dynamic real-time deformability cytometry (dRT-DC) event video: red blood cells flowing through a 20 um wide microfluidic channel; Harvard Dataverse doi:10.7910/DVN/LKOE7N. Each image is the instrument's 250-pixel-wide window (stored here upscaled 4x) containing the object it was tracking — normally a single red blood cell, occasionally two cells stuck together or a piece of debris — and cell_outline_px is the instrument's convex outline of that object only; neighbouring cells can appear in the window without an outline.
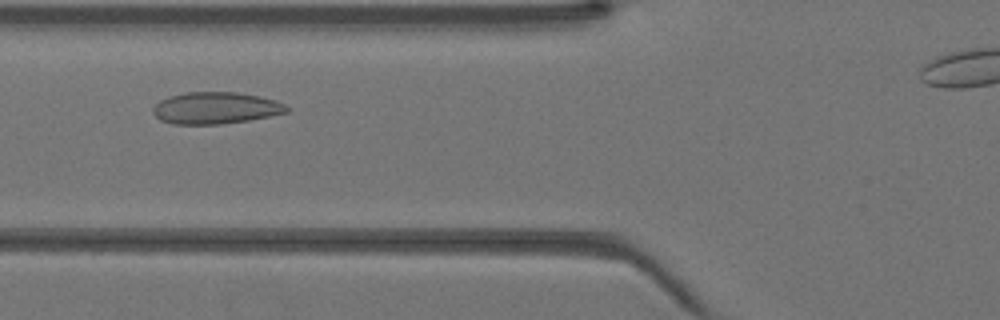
{"species": "Egyptian fruit bat (a non-hibernating species)", "species_latin": "Rousettus aegyptiacus", "temperature_condition": "warm", "stored_images_in_passage": 31, "camera_frame_rate_fps": 3000, "um_per_image_px": 0.085, "animal": {"sex": "female"}, "frame": {"image": 1, "passage_image": 9, "time_ms": 2.667, "image_size_px": [1000, 320], "cell_outline_px": [[288, 112], [248, 120], [220, 124], [172, 124], [160, 120], [152, 112], [152, 108], [160, 100], [168, 96], [188, 92], [236, 92], [260, 96], [276, 100], [284, 104], [288, 108]], "centroid_in_image_um": [18.3, 9.18], "position_along_channel_um": 107.5, "area_um2": 24.74}}
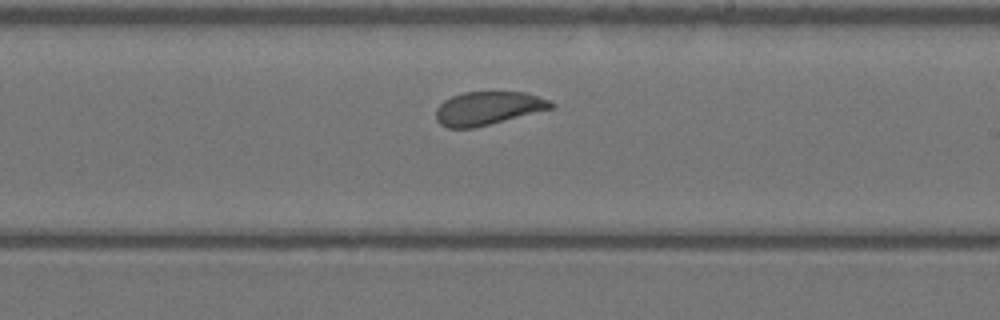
{"frame": {"image": 2, "passage_image": 18, "time_ms": 5.667, "image_size_px": [1000, 320], "cell_outline_px": [[556, 108], [472, 128], [448, 128], [440, 124], [436, 120], [436, 108], [444, 100], [452, 96], [464, 92], [524, 92], [548, 100], [556, 104]], "centroid_in_image_um": [41.48, 9.2], "position_along_channel_um": 247.5, "area_um2": 22.37}}
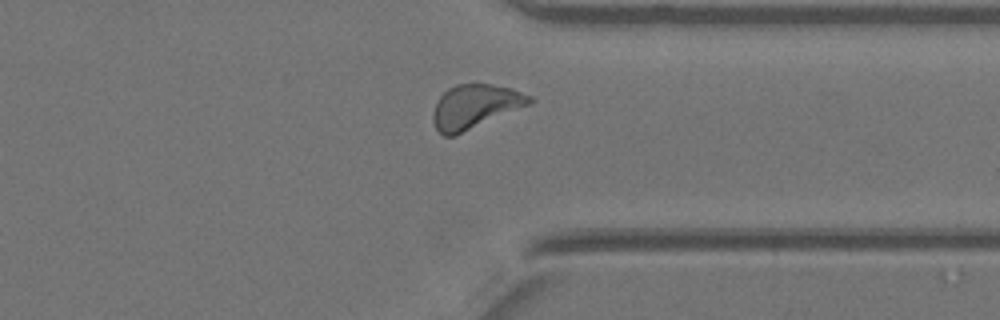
{"frame": {"image": 3, "passage_image": 26, "time_ms": 8.333, "image_size_px": [1000, 320], "cell_outline_px": [[536, 100], [528, 104], [456, 136], [444, 136], [436, 128], [432, 120], [432, 116], [436, 100], [448, 88], [456, 84], [492, 84], [512, 88], [532, 96]], "centroid_in_image_um": [40.35, 9.05], "position_along_channel_um": 371.0, "area_um2": 24.68}}